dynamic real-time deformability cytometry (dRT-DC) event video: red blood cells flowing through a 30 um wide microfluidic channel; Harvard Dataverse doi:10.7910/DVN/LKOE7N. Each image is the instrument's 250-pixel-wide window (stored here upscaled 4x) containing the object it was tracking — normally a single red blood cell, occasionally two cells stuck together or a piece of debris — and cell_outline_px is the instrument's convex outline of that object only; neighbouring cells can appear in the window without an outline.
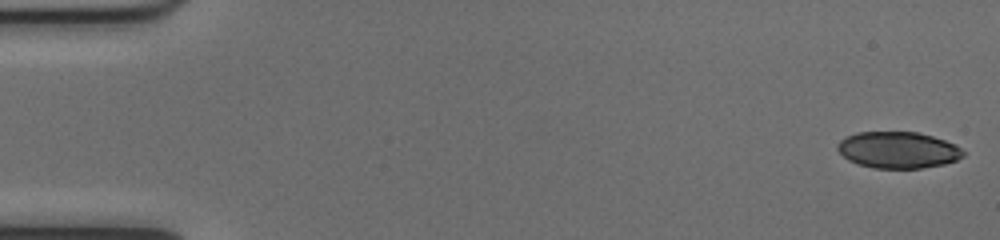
{"species": "common noctule bat (a hibernating species)", "species_latin": "Nyctalus noctula", "temperature_condition": "cold", "stored_images_in_passage": 51, "segment_of_instrument_passage": [1, 2], "camera_frame_rate_fps": 3000, "um_per_image_px": 0.085, "animal": {"sex": "female", "body_mass_g": 17.0, "forearm_length_mm": 48.0}, "frame": {"image": 1, "passage_image": 1, "time_ms": 0.0, "image_size_px": [1000, 240], "cell_outline_px": [[964, 156], [956, 160], [944, 164], [920, 168], [872, 168], [856, 164], [848, 160], [836, 148], [836, 144], [840, 140], [856, 132], [920, 132], [956, 144], [964, 152]], "centroid_in_image_um": [76.32, 12.75], "position_along_channel_um": 8.7, "area_um2": 26.82}}
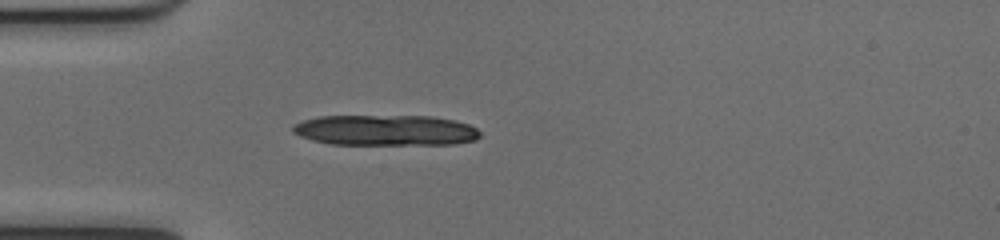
{"frame": {"image": 2, "passage_image": 15, "time_ms": 4.667, "image_size_px": [1000, 240], "cell_outline_px": [[480, 136], [476, 140], [452, 144], [332, 144], [312, 140], [300, 136], [292, 132], [292, 128], [296, 124], [304, 120], [320, 116], [432, 116], [456, 120], [468, 124], [476, 128], [480, 132]], "centroid_in_image_um": [32.8, 11.07], "position_along_channel_um": 52.2, "area_um2": 33.41}}